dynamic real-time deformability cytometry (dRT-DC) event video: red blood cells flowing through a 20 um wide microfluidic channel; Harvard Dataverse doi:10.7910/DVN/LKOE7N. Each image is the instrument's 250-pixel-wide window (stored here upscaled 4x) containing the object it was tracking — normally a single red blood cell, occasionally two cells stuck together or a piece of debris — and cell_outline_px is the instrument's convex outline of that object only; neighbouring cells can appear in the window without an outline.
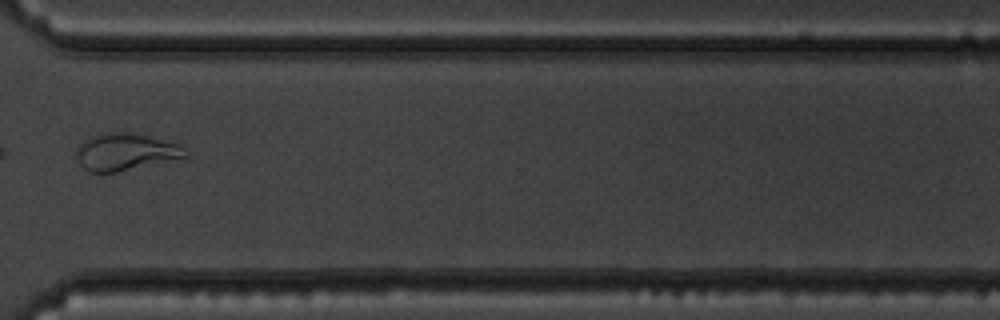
{"species": "common noctule bat (a hibernating species)", "species_latin": "Nyctalus noctula", "temperature_condition": "warm", "stored_images_in_passage": 9, "camera_frame_rate_fps": 3000, "um_per_image_px": 0.085, "animal": {"sex": "male", "body_mass_g": 19.5, "forearm_length_mm": 54.6}, "frame": {"image": 1, "passage_image": 8, "time_ms": 2.333, "image_size_px": [1000, 320], "cell_outline_px": [[188, 156], [116, 172], [88, 172], [80, 164], [76, 156], [76, 148], [84, 140], [92, 136], [108, 132], [128, 132], [184, 144], [188, 152]], "centroid_in_image_um": [10.68, 12.9], "position_along_channel_um": 359.9, "area_um2": 23.47}}